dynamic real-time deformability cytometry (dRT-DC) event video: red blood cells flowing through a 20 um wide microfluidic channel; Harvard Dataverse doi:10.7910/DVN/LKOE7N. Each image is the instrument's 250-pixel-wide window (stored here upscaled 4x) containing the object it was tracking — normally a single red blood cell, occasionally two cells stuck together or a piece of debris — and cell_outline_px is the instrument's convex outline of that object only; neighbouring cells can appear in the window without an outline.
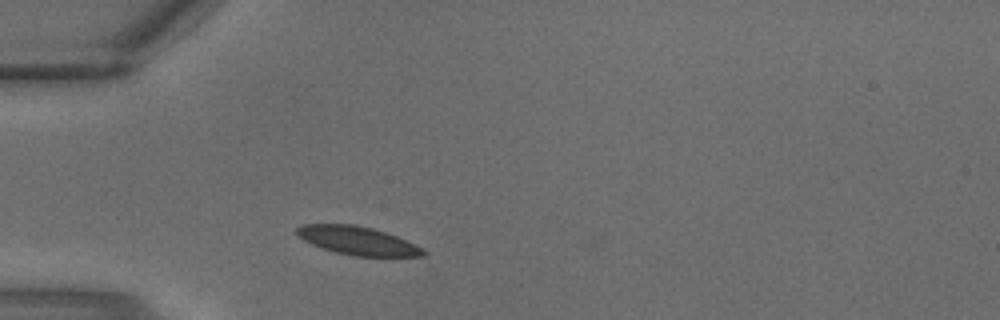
{"species": "common noctule bat (a hibernating species)", "species_latin": "Nyctalus noctula", "temperature_condition": "warm", "stored_images_in_passage": 1, "camera_frame_rate_fps": 3000, "um_per_image_px": 0.085, "animal": {"sex": "male", "body_mass_g": 18.8}, "frame": {"image": 1, "passage_image": 1, "time_ms": 0.0, "image_size_px": [1000, 320], "cell_outline_px": [[428, 252], [424, 256], [356, 256], [336, 252], [312, 244], [296, 236], [296, 228], [300, 224], [352, 224], [372, 228], [396, 236]], "centroid_in_image_um": [30.33, 20.44], "position_along_channel_um": 54.7, "area_um2": 20.58}}